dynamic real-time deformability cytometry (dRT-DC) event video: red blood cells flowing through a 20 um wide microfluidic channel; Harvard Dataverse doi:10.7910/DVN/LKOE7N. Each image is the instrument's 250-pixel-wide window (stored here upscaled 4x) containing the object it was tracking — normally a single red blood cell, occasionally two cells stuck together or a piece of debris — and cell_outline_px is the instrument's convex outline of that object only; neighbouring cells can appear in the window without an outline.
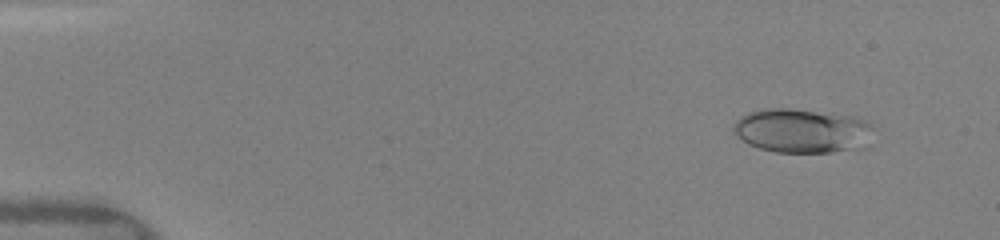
{"species": "human", "species_latin": "Homo sapiens", "temperature_condition": "warm", "stored_images_in_passage": 46, "camera_frame_rate_fps": 3000, "um_per_image_px": 0.085, "donor": {"sex": "female"}, "frame": {"image": 1, "passage_image": 1, "time_ms": 0.0, "image_size_px": [1000, 240], "cell_outline_px": [[872, 128], [848, 148], [832, 152], [776, 152], [760, 148], [748, 144], [732, 132], [732, 128], [736, 120], [740, 116], [748, 112], [772, 108], [788, 108], [852, 116], [864, 120]], "centroid_in_image_um": [67.93, 11.08], "position_along_channel_um": 17.1, "area_um2": 34.39}}
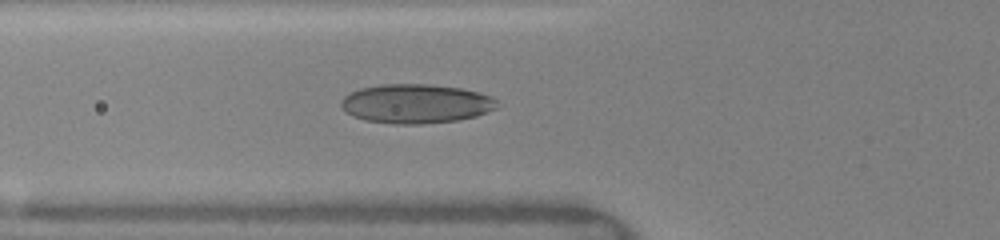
{"frame": {"image": 2, "passage_image": 15, "time_ms": 4.667, "image_size_px": [1000, 240], "cell_outline_px": [[496, 108], [488, 112], [476, 116], [456, 120], [420, 124], [392, 124], [364, 120], [352, 116], [340, 104], [340, 100], [344, 96], [360, 88], [380, 84], [428, 84], [460, 88], [480, 92], [492, 96], [496, 100]], "centroid_in_image_um": [35.35, 8.81], "position_along_channel_um": 90.5, "area_um2": 35.66}}
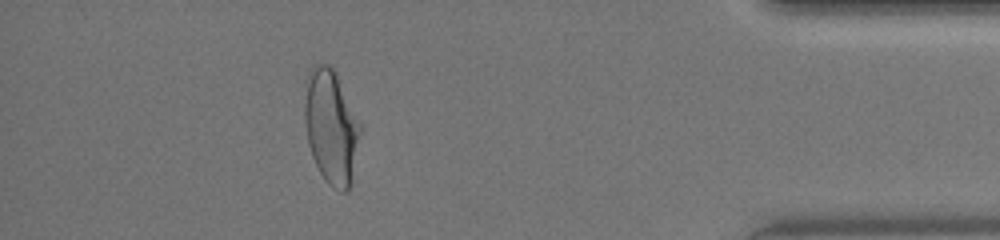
{"frame": {"image": 3, "passage_image": 41, "time_ms": 13.333, "image_size_px": [1000, 240], "cell_outline_px": [[360, 132], [348, 192], [340, 192], [332, 188], [324, 180], [312, 156], [308, 144], [304, 120], [304, 104], [308, 72], [312, 64], [328, 64], [336, 72], [360, 124]], "centroid_in_image_um": [28.11, 10.76], "position_along_channel_um": 407.1, "area_um2": 36.65}, "authors_computed_cell_mechanics": {"area_um2": 33.9864, "velocity_mm_per_s": 4.0993, "shape_relaxation_time_tau1_ms": 8.179, "shape_relaxation_time_tau2_ms": 0.7917, "deformation_change_tau1": 0.2124, "deformation_change_tau2": 0.0781}}